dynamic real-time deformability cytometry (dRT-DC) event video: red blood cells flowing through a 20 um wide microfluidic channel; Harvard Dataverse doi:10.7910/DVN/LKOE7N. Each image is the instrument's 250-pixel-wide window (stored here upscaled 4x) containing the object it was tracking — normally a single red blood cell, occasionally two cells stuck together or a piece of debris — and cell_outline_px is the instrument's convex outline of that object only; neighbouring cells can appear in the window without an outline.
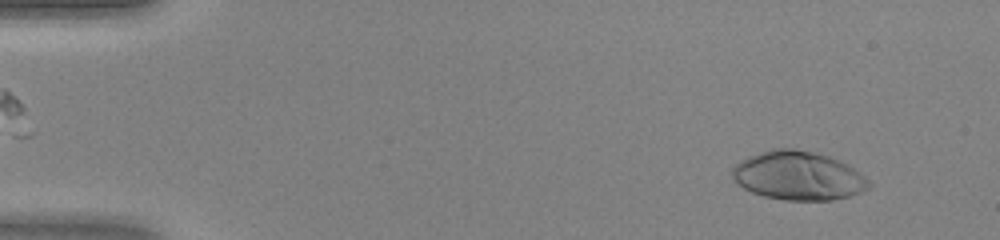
{"species": "human", "species_latin": "Homo sapiens", "temperature_condition": "warm", "stored_images_in_passage": 46, "camera_frame_rate_fps": 3000, "um_per_image_px": 0.085, "donor": {"sex": "female"}, "frame": {"image": 1, "passage_image": 4, "time_ms": 1.0, "image_size_px": [1000, 240], "cell_outline_px": [[872, 184], [868, 188], [860, 192], [848, 196], [832, 200], [784, 200], [764, 196], [752, 192], [744, 188], [732, 180], [732, 168], [740, 160], [748, 156], [772, 148], [792, 148], [812, 152], [828, 156], [848, 164], [860, 172]], "centroid_in_image_um": [67.83, 14.93], "position_along_channel_um": 17.2, "area_um2": 38.84}}
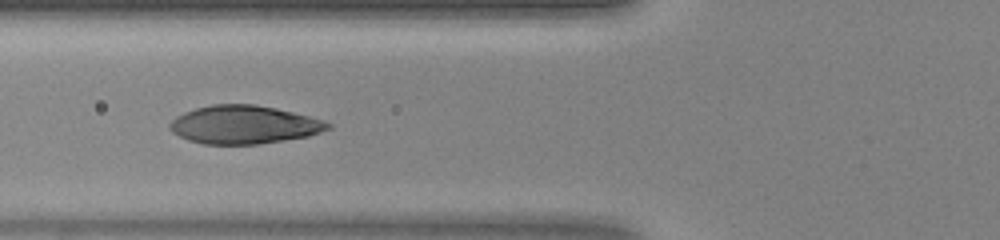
{"frame": {"image": 2, "passage_image": 18, "time_ms": 5.667, "image_size_px": [1000, 240], "cell_outline_px": [[332, 128], [308, 136], [260, 144], [204, 144], [188, 140], [172, 132], [168, 128], [168, 124], [176, 116], [184, 112], [196, 108], [212, 104], [256, 104], [276, 108], [324, 120], [332, 124]], "centroid_in_image_um": [20.73, 10.59], "position_along_channel_um": 105.1, "area_um2": 35.32}}
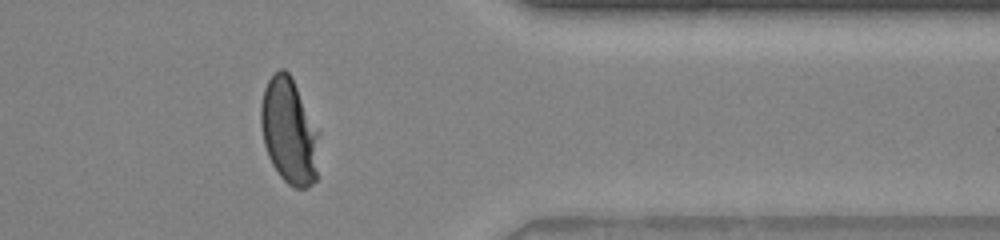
{"frame": {"image": 3, "passage_image": 38, "time_ms": 12.333, "image_size_px": [1000, 240], "cell_outline_px": [[320, 132], [316, 180], [308, 188], [296, 188], [288, 184], [280, 176], [272, 164], [268, 156], [264, 144], [260, 124], [260, 104], [264, 88], [268, 80], [280, 68], [284, 68], [292, 76]], "centroid_in_image_um": [24.59, 11.14], "position_along_channel_um": 386.8, "area_um2": 36.47}}